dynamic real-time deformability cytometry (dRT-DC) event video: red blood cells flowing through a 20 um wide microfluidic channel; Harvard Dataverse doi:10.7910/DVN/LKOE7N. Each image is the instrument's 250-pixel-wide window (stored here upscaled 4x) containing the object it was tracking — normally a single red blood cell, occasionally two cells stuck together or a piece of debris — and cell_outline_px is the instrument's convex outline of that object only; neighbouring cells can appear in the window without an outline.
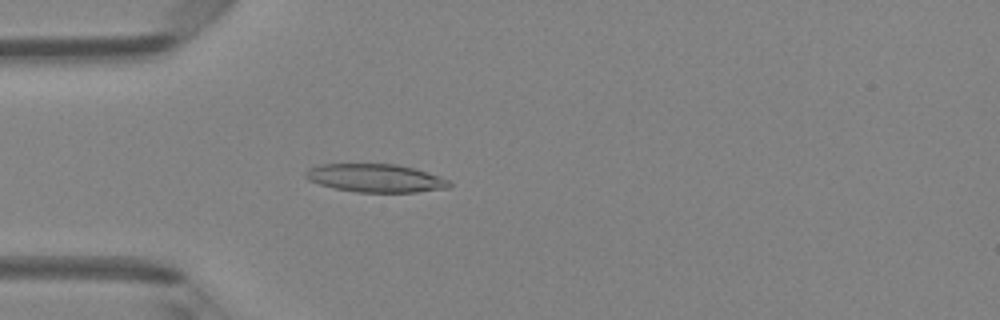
{"species": "Egyptian fruit bat (a non-hibernating species)", "species_latin": "Rousettus aegyptiacus", "temperature_condition": "room temperature", "stored_images_in_passage": 47, "camera_frame_rate_fps": 3000, "um_per_image_px": 0.085, "animal": {"sex": "female"}, "frame": {"image": 1, "passage_image": 13, "time_ms": 4.0, "image_size_px": [1000, 320], "cell_outline_px": [[452, 184], [448, 188], [416, 192], [356, 192], [336, 188], [320, 184], [308, 180], [304, 176], [304, 172], [308, 168], [320, 164], [396, 164], [412, 168], [448, 180]], "centroid_in_image_um": [31.86, 15.14], "position_along_channel_um": 53.1, "area_um2": 23.35}}
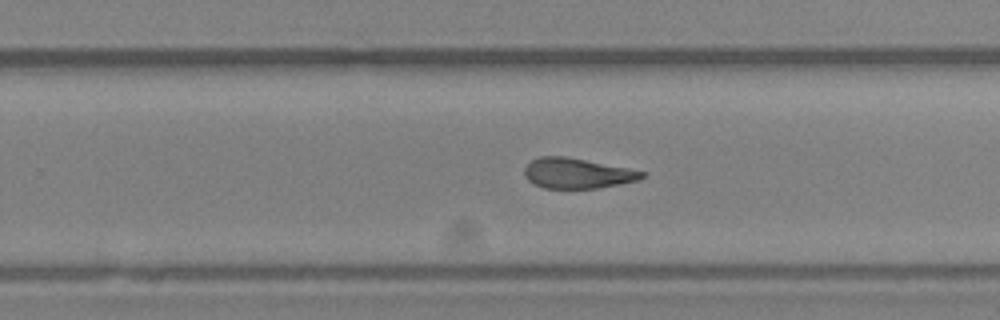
{"frame": {"image": 2, "passage_image": 30, "time_ms": 9.667, "image_size_px": [1000, 320], "cell_outline_px": [[648, 172], [640, 180], [620, 184], [596, 188], [544, 188], [532, 184], [524, 176], [524, 168], [532, 160], [540, 156], [564, 156], [628, 168]], "centroid_in_image_um": [49.06, 14.73], "position_along_channel_um": 280.7, "area_um2": 20.75}}
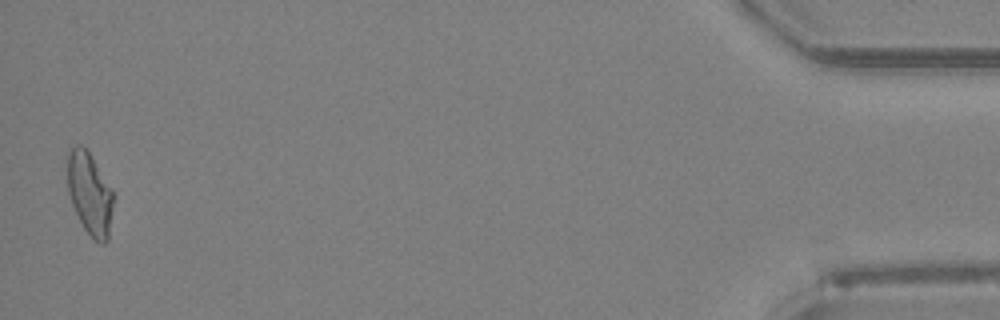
{"frame": {"image": 3, "passage_image": 47, "time_ms": 15.333, "image_size_px": [1000, 320], "cell_outline_px": [[112, 208], [108, 240], [104, 244], [100, 244], [84, 228], [72, 204], [68, 192], [68, 152], [76, 144], [80, 144], [88, 152], [112, 188]], "centroid_in_image_um": [7.63, 16.46], "position_along_channel_um": 427.6, "area_um2": 21.5}, "authors_computed_cell_mechanics": {"area_um2": 22.1374, "velocity_mm_per_s": 4.1702, "shape_relaxation_time_tau1_ms": 5.5444, "shape_relaxation_time_tau2_ms": 2.0514, "deformation_change_tau1": 0.2074, "deformation_change_tau2": 0.1139}}